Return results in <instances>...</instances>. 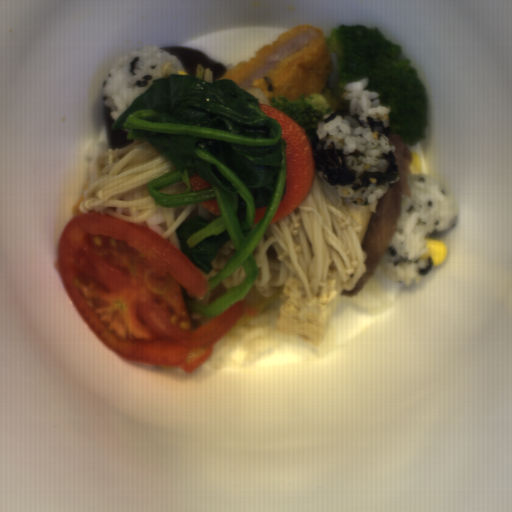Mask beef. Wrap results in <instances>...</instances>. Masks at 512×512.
Wrapping results in <instances>:
<instances>
[{
    "label": "beef",
    "mask_w": 512,
    "mask_h": 512,
    "mask_svg": "<svg viewBox=\"0 0 512 512\" xmlns=\"http://www.w3.org/2000/svg\"><path fill=\"white\" fill-rule=\"evenodd\" d=\"M395 146L393 152L397 157L399 167V180L395 184L388 185L385 194L378 199L376 213L372 212L362 242L361 250L366 254L365 270L349 292H341L343 297H354L360 294L379 268V264L391 242V238L397 229V220L401 213L403 195L411 192L408 183L409 175H413L410 165L412 163V151L398 134L389 135Z\"/></svg>",
    "instance_id": "beef-1"
}]
</instances>
